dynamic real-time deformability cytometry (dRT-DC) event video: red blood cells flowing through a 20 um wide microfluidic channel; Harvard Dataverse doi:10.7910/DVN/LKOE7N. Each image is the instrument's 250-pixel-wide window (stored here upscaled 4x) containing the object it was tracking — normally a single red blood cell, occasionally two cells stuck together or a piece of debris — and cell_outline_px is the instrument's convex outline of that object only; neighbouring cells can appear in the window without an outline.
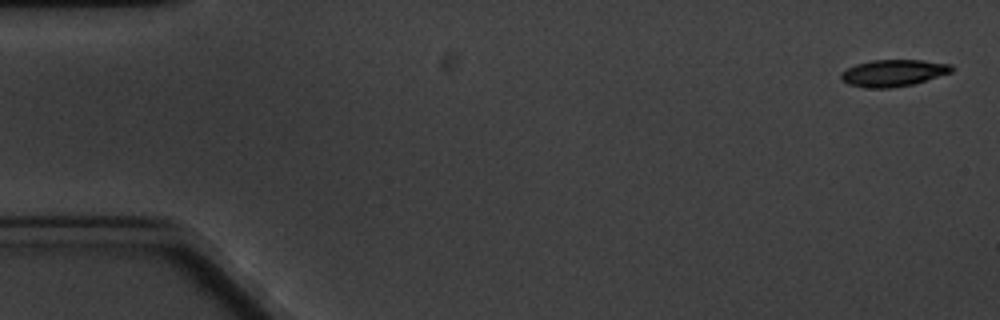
{"species": "common noctule bat (a hibernating species)", "species_latin": "Nyctalus noctula", "temperature_condition": "cold", "stored_images_in_passage": 8, "camera_frame_rate_fps": 3000, "um_per_image_px": 0.085, "animal": {"sex": "male", "body_mass_g": 20.1, "forearm_length_mm": 53.5}, "frame": {"image": 1, "passage_image": 1, "time_ms": 0.0, "image_size_px": [1000, 320], "cell_outline_px": [[952, 72], [912, 84], [892, 88], [864, 88], [848, 84], [840, 80], [840, 72], [856, 64], [872, 60], [924, 60], [952, 64]], "centroid_in_image_um": [75.89, 6.2], "position_along_channel_um": 9.1, "area_um2": 17.34}}
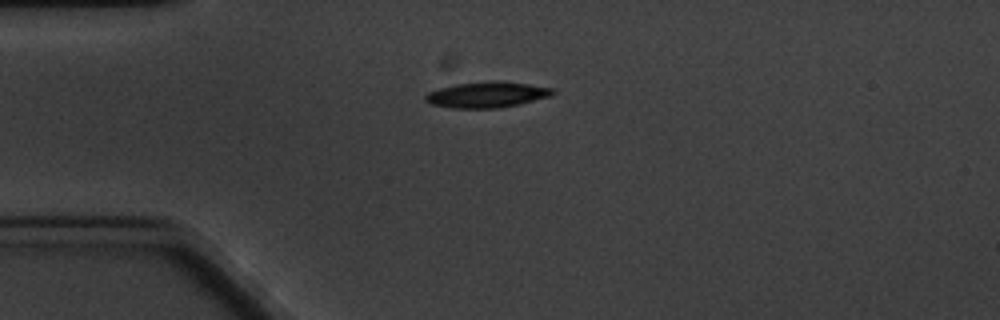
{"frame": {"image": 2, "passage_image": 5, "time_ms": 4.333, "image_size_px": [1000, 320], "cell_outline_px": [[556, 92], [552, 96], [500, 108], [452, 108], [432, 104], [424, 100], [424, 96], [428, 92], [440, 88], [456, 84], [492, 80], [500, 80], [528, 84], [552, 88]], "centroid_in_image_um": [41.39, 8.04], "position_along_channel_um": 43.6, "area_um2": 19.19}}
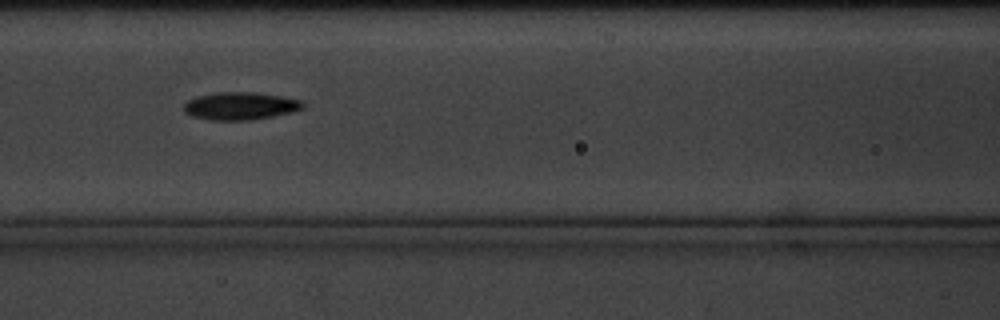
{"frame": {"image": 3, "passage_image": 8, "time_ms": 8.0, "image_size_px": [1000, 320], "cell_outline_px": [[304, 108], [292, 112], [252, 120], [208, 120], [192, 116], [184, 112], [184, 104], [188, 100], [196, 96], [216, 92], [256, 92], [280, 96], [300, 100], [304, 104]], "centroid_in_image_um": [20.4, 9.01], "position_along_channel_um": 146.2, "area_um2": 19.25}}